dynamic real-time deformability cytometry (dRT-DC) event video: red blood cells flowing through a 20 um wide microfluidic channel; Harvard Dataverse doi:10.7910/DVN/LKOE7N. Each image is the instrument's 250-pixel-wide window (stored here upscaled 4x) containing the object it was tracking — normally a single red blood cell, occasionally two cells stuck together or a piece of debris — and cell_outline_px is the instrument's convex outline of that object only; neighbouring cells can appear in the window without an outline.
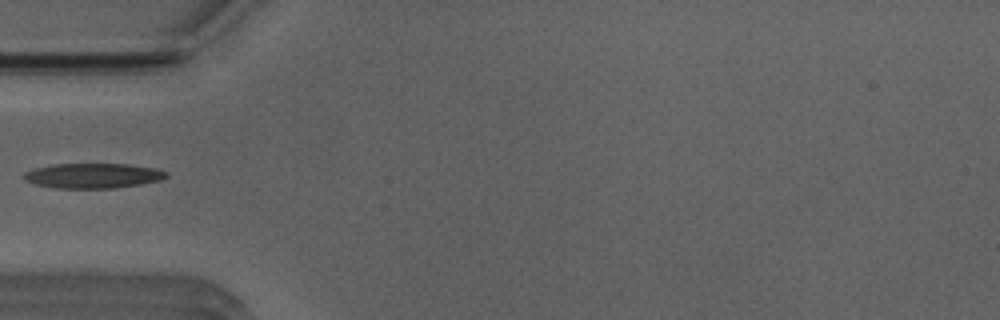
{"species": "Egyptian fruit bat (a non-hibernating species)", "species_latin": "Rousettus aegyptiacus", "temperature_condition": "room temperature", "stored_images_in_passage": 27, "camera_frame_rate_fps": 3000, "um_per_image_px": 0.085, "animal": {"sex": "male"}, "frame": {"image": 1, "passage_image": 1, "time_ms": 0.0, "image_size_px": [1000, 320], "cell_outline_px": [[168, 176], [160, 180], [140, 184], [116, 188], [56, 188], [36, 184], [24, 180], [24, 172], [36, 168], [52, 164], [128, 164], [156, 168], [168, 172]], "centroid_in_image_um": [7.92, 14.93], "position_along_channel_um": 77.1, "area_um2": 20.69}}
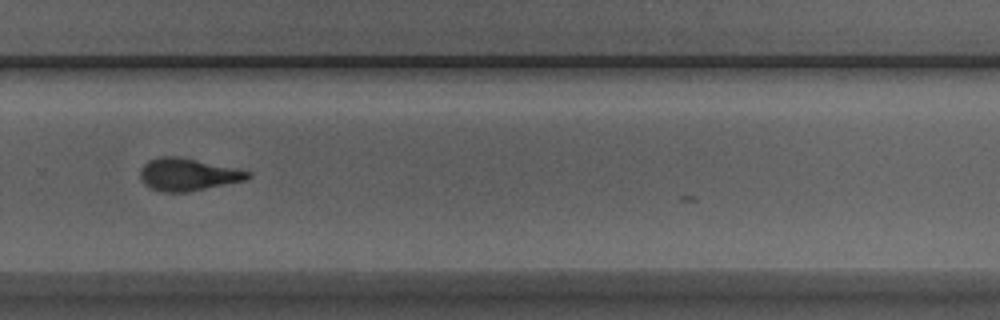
{"frame": {"image": 2, "passage_image": 19, "time_ms": 6.0, "image_size_px": [1000, 320], "cell_outline_px": [[252, 176], [244, 180], [188, 192], [164, 192], [152, 188], [144, 184], [140, 176], [140, 168], [148, 160], [160, 156], [176, 156], [236, 168], [252, 172]], "centroid_in_image_um": [15.95, 14.83], "position_along_channel_um": 313.9, "area_um2": 20.17}}
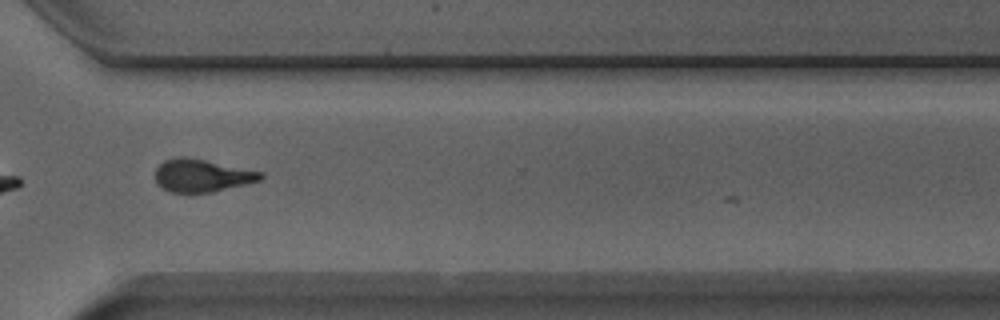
{"frame": {"image": 3, "passage_image": 22, "time_ms": 7.0, "image_size_px": [1000, 320], "cell_outline_px": [[264, 176], [260, 180], [212, 192], [188, 196], [172, 192], [156, 184], [156, 168], [164, 160], [180, 156], [184, 156], [264, 172]], "centroid_in_image_um": [17.12, 14.95], "position_along_channel_um": 353.5, "area_um2": 20.4}}